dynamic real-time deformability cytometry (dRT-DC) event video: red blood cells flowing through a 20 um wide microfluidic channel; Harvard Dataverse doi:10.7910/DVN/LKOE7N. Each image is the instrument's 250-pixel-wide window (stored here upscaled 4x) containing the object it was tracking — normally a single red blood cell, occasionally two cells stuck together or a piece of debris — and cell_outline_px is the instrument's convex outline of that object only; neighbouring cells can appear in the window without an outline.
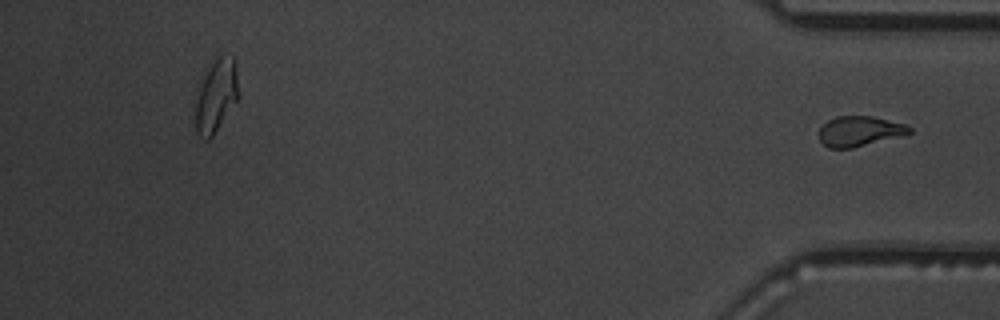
{"species": "common noctule bat (a hibernating species)", "species_latin": "Nyctalus noctula", "temperature_condition": "warm", "stored_images_in_passage": 34, "segment_of_instrument_passage": [2, 2], "camera_frame_rate_fps": 3000, "um_per_image_px": 0.085, "animal": {"sex": "male", "body_mass_g": 19.5, "forearm_length_mm": 54.6}, "frame": {"image": 1, "passage_image": 34, "time_ms": 11.0, "image_size_px": [1000, 320], "cell_outline_px": [[912, 132], [900, 136], [852, 148], [828, 148], [820, 140], [820, 128], [828, 120], [836, 116], [872, 116], [904, 124], [912, 128]], "centroid_in_image_um": [73.06, 11.15], "position_along_channel_um": 362.1, "area_um2": 15.66}}